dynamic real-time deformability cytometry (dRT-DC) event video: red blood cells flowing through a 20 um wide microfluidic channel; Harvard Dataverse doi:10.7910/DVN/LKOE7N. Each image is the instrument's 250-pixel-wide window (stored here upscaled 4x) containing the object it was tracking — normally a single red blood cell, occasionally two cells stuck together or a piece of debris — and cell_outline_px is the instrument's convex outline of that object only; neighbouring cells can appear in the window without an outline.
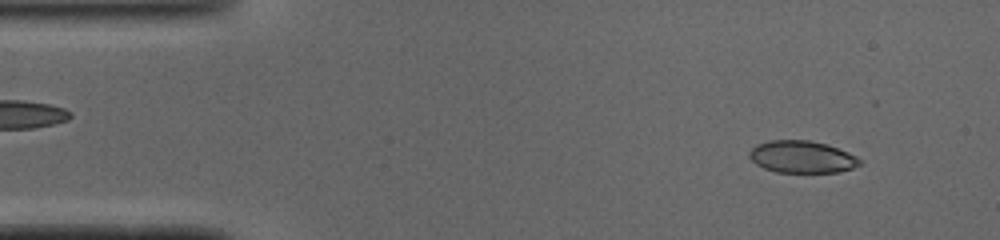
{"species": "common noctule bat (a hibernating species)", "species_latin": "Nyctalus noctula", "temperature_condition": "cold", "stored_images_in_passage": 48, "camera_frame_rate_fps": 3000, "um_per_image_px": 0.085, "animal": {"sex": "male", "body_mass_g": 19.0, "forearm_length_mm": 50.8}, "frame": {"image": 1, "passage_image": 4, "time_ms": 1.0, "image_size_px": [1000, 240], "cell_outline_px": [[860, 164], [852, 168], [836, 172], [776, 172], [764, 168], [756, 164], [748, 156], [748, 152], [756, 144], [768, 140], [808, 140], [824, 144], [848, 152], [856, 156], [860, 160]], "centroid_in_image_um": [68.11, 13.33], "position_along_channel_um": 16.9, "area_um2": 20.52}}
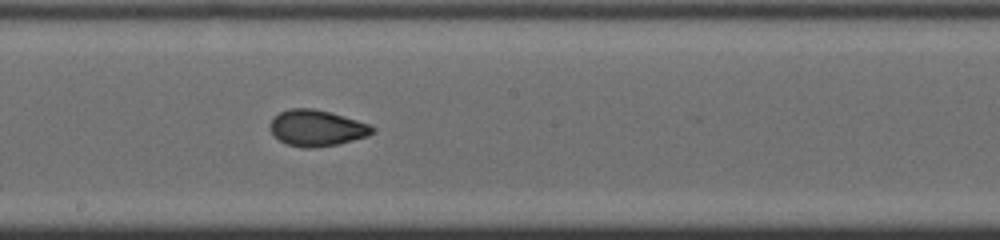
{"frame": {"image": 2, "passage_image": 25, "time_ms": 8.0, "image_size_px": [1000, 240], "cell_outline_px": [[376, 132], [368, 136], [336, 144], [312, 148], [304, 148], [288, 144], [272, 136], [268, 128], [272, 120], [280, 112], [288, 108], [312, 108], [328, 112], [372, 124], [376, 128]], "centroid_in_image_um": [26.93, 10.88], "position_along_channel_um": 221.3, "area_um2": 21.62}}
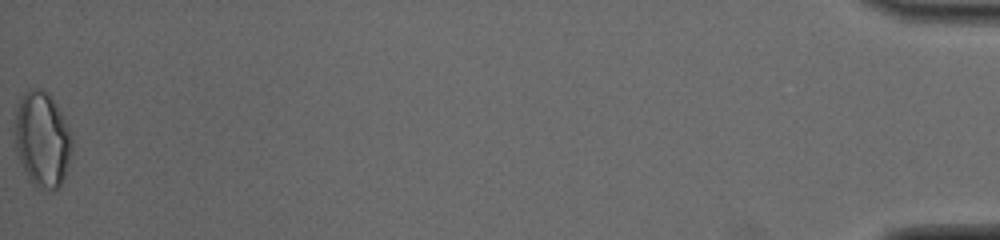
{"frame": {"image": 3, "passage_image": 48, "time_ms": 15.667, "image_size_px": [1000, 240], "cell_outline_px": [[72, 152], [64, 176], [60, 184], [56, 188], [36, 188], [28, 180], [20, 160], [16, 144], [16, 112], [20, 100], [24, 92], [28, 88], [40, 88], [48, 92], [56, 104], [60, 112], [72, 140]], "centroid_in_image_um": [3.59, 11.83], "position_along_channel_um": 431.6, "area_um2": 31.1}, "authors_computed_cell_mechanics": {"area_um2": 21.386, "velocity_mm_per_s": 4.1102, "shape_relaxation_time_tau1_ms": null, "shape_relaxation_time_tau2_ms": 0.9101, "deformation_change_tau1": null, "deformation_change_tau2": 0.0503}}